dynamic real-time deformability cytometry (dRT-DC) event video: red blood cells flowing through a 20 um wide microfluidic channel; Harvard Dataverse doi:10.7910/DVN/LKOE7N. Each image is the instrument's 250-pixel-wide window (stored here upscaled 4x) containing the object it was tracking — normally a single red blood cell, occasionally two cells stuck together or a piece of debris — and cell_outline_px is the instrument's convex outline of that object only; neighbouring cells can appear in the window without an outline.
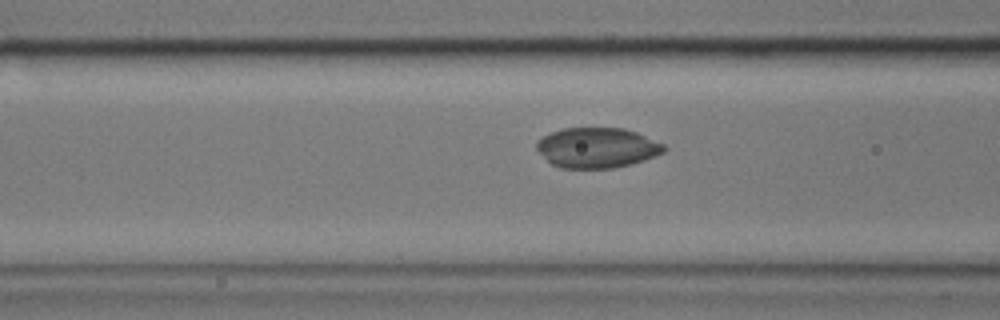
{"species": "common noctule bat (a hibernating species)", "species_latin": "Nyctalus noctula", "temperature_condition": "cold", "stored_images_in_passage": 39, "camera_frame_rate_fps": 3000, "um_per_image_px": 0.085, "animal": {"sex": "male", "body_mass_g": 17.9}, "frame": {"image": 1, "passage_image": 6, "time_ms": 1.667, "image_size_px": [1000, 320], "cell_outline_px": [[668, 148], [664, 152], [644, 160], [612, 168], [560, 168], [552, 164], [536, 148], [536, 140], [552, 132], [564, 128], [624, 128], [636, 132], [664, 144]], "centroid_in_image_um": [50.76, 12.55], "position_along_channel_um": 115.8, "area_um2": 29.65}}
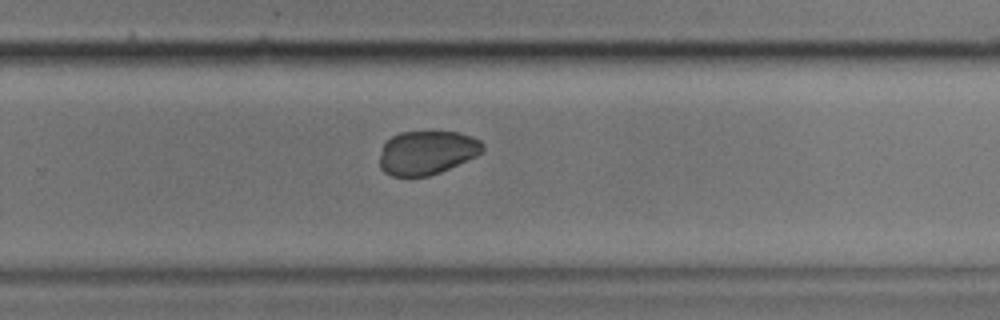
{"frame": {"image": 2, "passage_image": 21, "time_ms": 6.667, "image_size_px": [1000, 320], "cell_outline_px": [[484, 148], [476, 156], [440, 172], [428, 176], [392, 176], [384, 172], [380, 168], [380, 152], [384, 144], [392, 136], [400, 132], [460, 132], [472, 136], [480, 140], [484, 144]], "centroid_in_image_um": [36.28, 12.97], "position_along_channel_um": 293.5, "area_um2": 26.24}}
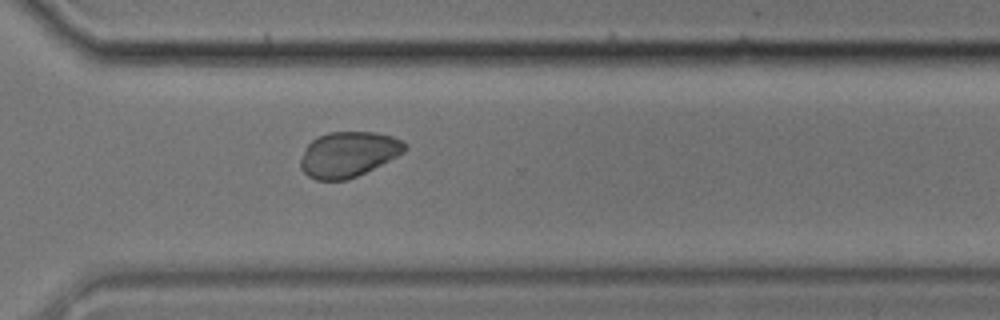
{"frame": {"image": 3, "passage_image": 25, "time_ms": 8.0, "image_size_px": [1000, 320], "cell_outline_px": [[408, 148], [404, 152], [356, 176], [344, 180], [316, 180], [308, 176], [300, 168], [300, 160], [308, 144], [316, 136], [328, 132], [372, 132], [392, 136], [408, 144]], "centroid_in_image_um": [29.58, 13.1], "position_along_channel_um": 341.0, "area_um2": 27.28}, "authors_computed_cell_mechanics": {"area_um2": 27.9174, "velocity_mm_per_s": 3.5562, "shape_relaxation_time_tau1_ms": null, "shape_relaxation_time_tau2_ms": 0.8829, "deformation_change_tau1": null, "deformation_change_tau2": 0.0291}}